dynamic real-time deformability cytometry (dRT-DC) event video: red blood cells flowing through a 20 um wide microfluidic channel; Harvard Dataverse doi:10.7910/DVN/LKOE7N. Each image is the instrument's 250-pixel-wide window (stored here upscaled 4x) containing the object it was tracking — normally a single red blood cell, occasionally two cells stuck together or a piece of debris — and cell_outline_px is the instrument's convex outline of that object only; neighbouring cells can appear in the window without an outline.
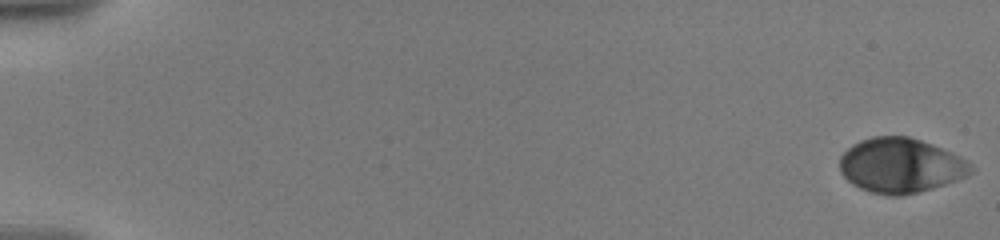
{"species": "human", "species_latin": "Homo sapiens", "temperature_condition": "warm", "stored_images_in_passage": 60, "camera_frame_rate_fps": 3000, "um_per_image_px": 0.085, "donor": {"sex": "male"}, "frame": {"image": 1, "passage_image": 1, "time_ms": 0.0, "image_size_px": [1000, 240], "cell_outline_px": [[972, 172], [968, 176], [932, 188], [900, 196], [888, 196], [872, 192], [860, 188], [852, 184], [840, 172], [840, 156], [852, 144], [860, 140], [872, 136], [908, 136], [932, 144], [952, 152], [960, 156], [972, 168]], "centroid_in_image_um": [76.52, 14.06], "position_along_channel_um": 8.5, "area_um2": 41.67}}
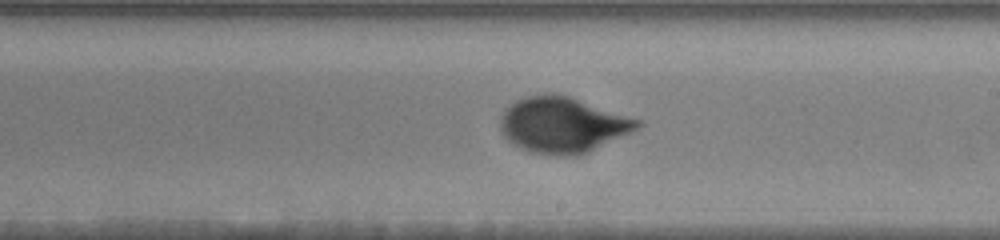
{"frame": {"image": 2, "passage_image": 31, "time_ms": 11.667, "image_size_px": [1000, 240], "cell_outline_px": [[644, 124], [588, 152], [576, 156], [556, 156], [528, 152], [512, 144], [500, 132], [500, 116], [504, 108], [516, 100], [528, 96], [544, 92], [556, 92], [644, 120]], "centroid_in_image_um": [47.78, 10.6], "position_along_channel_um": 241.2, "area_um2": 44.97}}
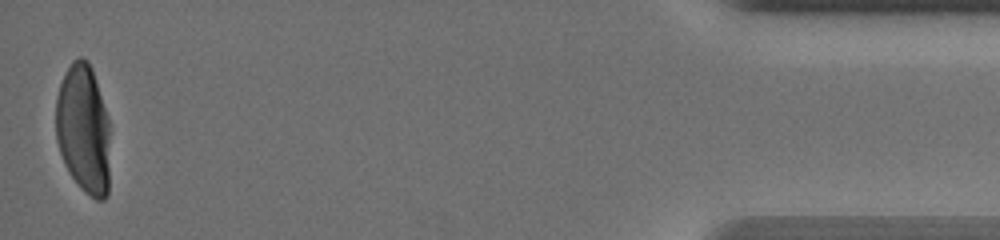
{"frame": {"image": 3, "passage_image": 60, "time_ms": 19.0, "image_size_px": [1000, 240], "cell_outline_px": [[108, 192], [104, 200], [96, 200], [84, 192], [68, 172], [64, 164], [56, 140], [56, 100], [60, 84], [72, 60], [80, 56], [88, 60], [92, 68], [108, 120]], "centroid_in_image_um": [7.07, 10.98], "position_along_channel_um": 428.1, "area_um2": 40.58}, "authors_computed_cell_mechanics": {"area_um2": 42.8298, "velocity_mm_per_s": 3.5539, "shape_relaxation_time_tau1_ms": 5.1248, "shape_relaxation_time_tau2_ms": null, "deformation_change_tau1": 0.1792, "deformation_change_tau2": null}}